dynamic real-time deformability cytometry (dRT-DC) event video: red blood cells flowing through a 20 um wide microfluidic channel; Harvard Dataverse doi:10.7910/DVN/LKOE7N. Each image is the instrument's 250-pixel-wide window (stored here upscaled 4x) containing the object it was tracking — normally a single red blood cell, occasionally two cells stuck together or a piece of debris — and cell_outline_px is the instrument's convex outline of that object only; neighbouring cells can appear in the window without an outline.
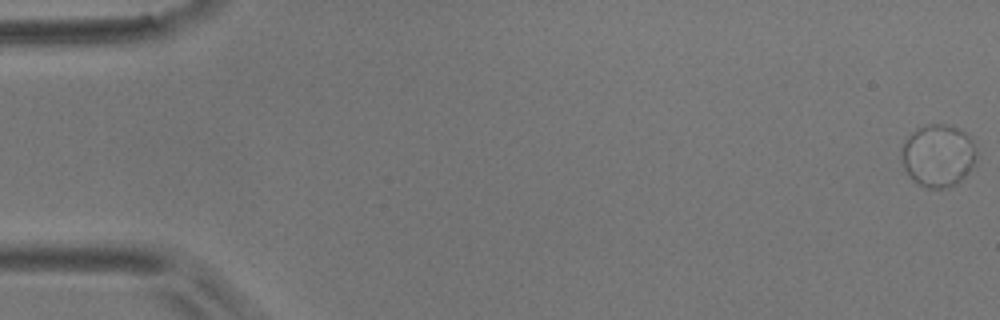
{"species": "common noctule bat (a hibernating species)", "species_latin": "Nyctalus noctula", "temperature_condition": "room temperature", "stored_images_in_passage": 11, "camera_frame_rate_fps": 3000, "um_per_image_px": 0.085, "animal": {"sex": "male", "body_mass_g": 17.9}, "frame": {"image": 1, "passage_image": 1, "time_ms": 0.0, "image_size_px": [1000, 320], "cell_outline_px": [[976, 156], [972, 164], [960, 180], [944, 188], [928, 188], [912, 180], [908, 176], [904, 168], [900, 156], [900, 148], [908, 136], [916, 128], [928, 124], [944, 124], [956, 128], [964, 132], [972, 140], [976, 148]], "centroid_in_image_um": [79.67, 13.2], "position_along_channel_um": 5.3, "area_um2": 27.05}}
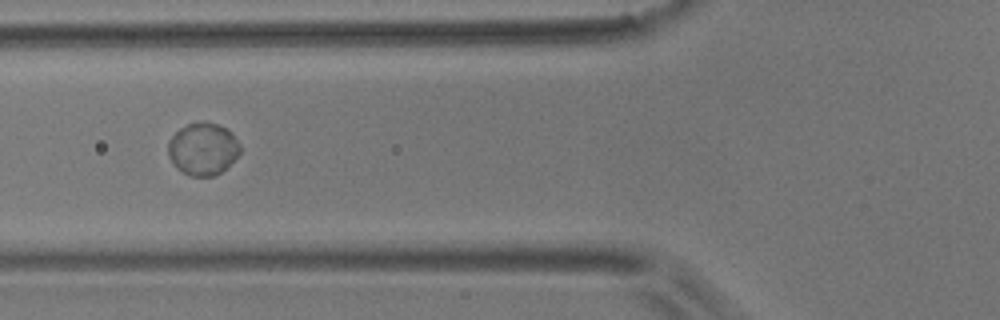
{"frame": {"image": 2, "passage_image": 6, "time_ms": 7.333, "image_size_px": [1000, 320], "cell_outline_px": [[240, 152], [220, 172], [212, 176], [192, 176], [176, 168], [168, 156], [168, 140], [180, 128], [188, 124], [216, 124], [232, 132], [240, 144]], "centroid_in_image_um": [17.22, 12.68], "position_along_channel_um": 108.6, "area_um2": 21.39}}
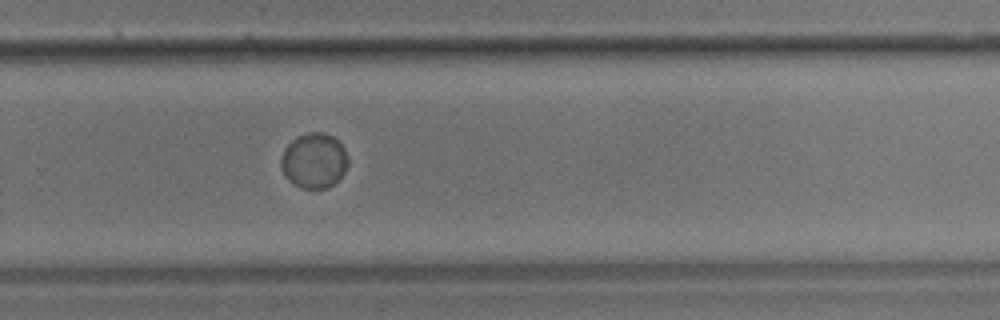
{"frame": {"image": 3, "passage_image": 11, "time_ms": 13.0, "image_size_px": [1000, 320], "cell_outline_px": [[348, 164], [344, 172], [328, 188], [300, 188], [292, 184], [284, 176], [280, 168], [280, 156], [284, 148], [296, 136], [308, 132], [320, 132], [332, 136], [340, 140], [348, 156]], "centroid_in_image_um": [26.66, 13.64], "position_along_channel_um": 303.1, "area_um2": 21.91}}